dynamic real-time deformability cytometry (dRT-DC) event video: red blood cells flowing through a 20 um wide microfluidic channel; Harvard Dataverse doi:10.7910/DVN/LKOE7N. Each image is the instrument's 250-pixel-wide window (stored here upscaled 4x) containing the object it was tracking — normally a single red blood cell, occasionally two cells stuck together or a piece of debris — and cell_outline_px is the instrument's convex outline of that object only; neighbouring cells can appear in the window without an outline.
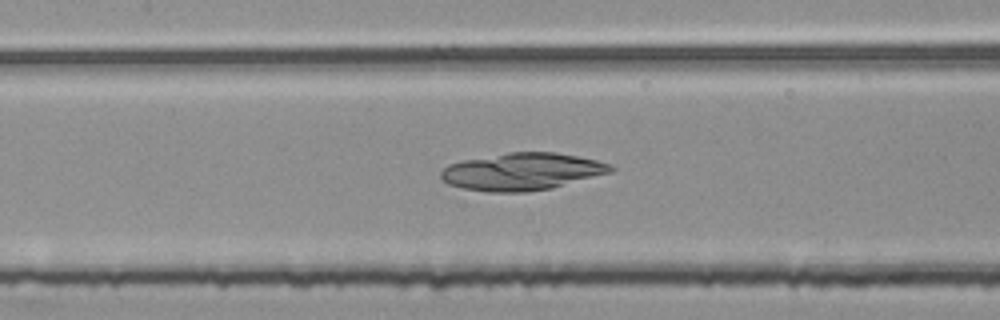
{"species": "common noctule bat (a hibernating species)", "species_latin": "Nyctalus noctula", "temperature_condition": "room temperature", "stored_images_in_passage": 53, "camera_frame_rate_fps": 3000, "um_per_image_px": 0.085, "animal": {"sex": "female", "body_mass_g": 25.1}, "frame": {"image": 1, "passage_image": 25, "time_ms": 8.0, "image_size_px": [1000, 320], "cell_outline_px": [[616, 168], [612, 172], [552, 188], [528, 192], [488, 192], [464, 188], [448, 184], [440, 176], [440, 172], [448, 164], [464, 160], [508, 152], [556, 152], [596, 160], [608, 164]], "centroid_in_image_um": [44.37, 14.59], "position_along_channel_um": 163.0, "area_um2": 36.76}}
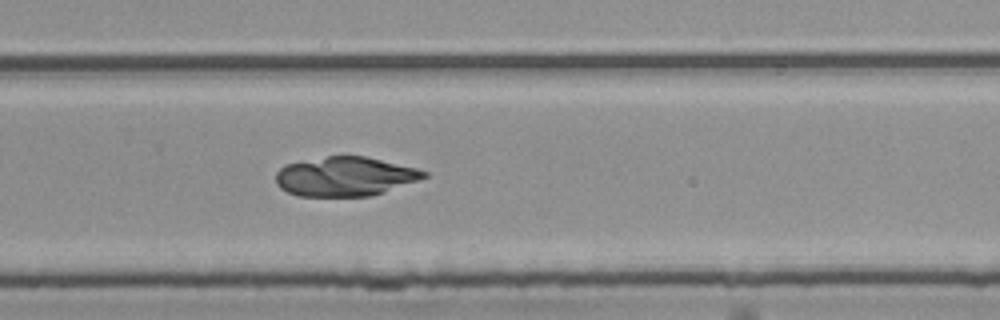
{"frame": {"image": 2, "passage_image": 36, "time_ms": 11.667, "image_size_px": [1000, 320], "cell_outline_px": [[428, 176], [384, 192], [368, 196], [296, 196], [280, 188], [276, 184], [276, 172], [284, 164], [328, 156], [364, 156], [416, 168], [428, 172]], "centroid_in_image_um": [29.29, 15.0], "position_along_channel_um": 300.5, "area_um2": 33.7}}
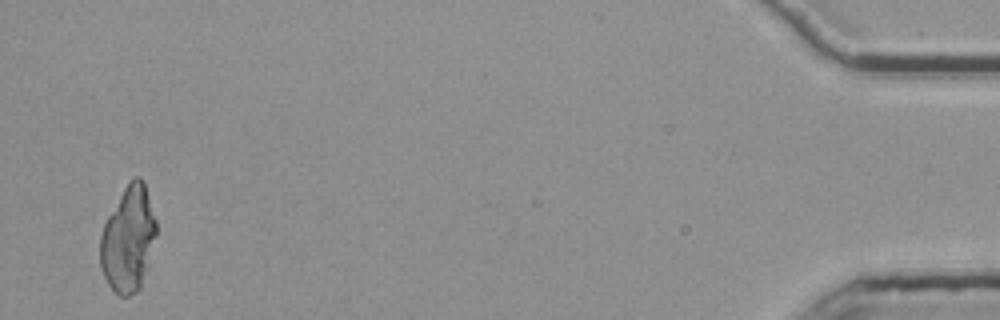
{"frame": {"image": 3, "passage_image": 53, "time_ms": 17.333, "image_size_px": [1000, 320], "cell_outline_px": [[156, 232], [148, 264], [140, 288], [136, 292], [128, 296], [120, 296], [108, 284], [100, 268], [100, 236], [104, 224], [108, 216], [128, 180], [136, 176], [140, 176], [144, 180], [156, 220]], "centroid_in_image_um": [10.89, 20.29], "position_along_channel_um": 424.3, "area_um2": 34.39}}